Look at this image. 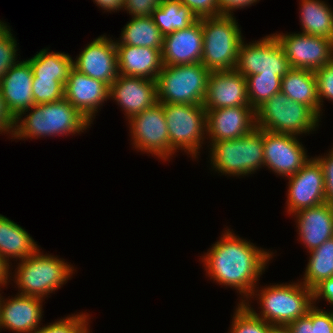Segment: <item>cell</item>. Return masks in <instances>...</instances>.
Instances as JSON below:
<instances>
[{
	"label": "cell",
	"instance_id": "6da1fadb",
	"mask_svg": "<svg viewBox=\"0 0 333 333\" xmlns=\"http://www.w3.org/2000/svg\"><path fill=\"white\" fill-rule=\"evenodd\" d=\"M229 230L226 229L211 245L201 261L210 280L237 290L244 297L239 303H243L256 288L273 252H267Z\"/></svg>",
	"mask_w": 333,
	"mask_h": 333
},
{
	"label": "cell",
	"instance_id": "7a4b0ae2",
	"mask_svg": "<svg viewBox=\"0 0 333 333\" xmlns=\"http://www.w3.org/2000/svg\"><path fill=\"white\" fill-rule=\"evenodd\" d=\"M91 124L70 102L63 98L55 102L35 104L21 112L15 118L11 139L25 138L27 140L30 138L32 140L47 136L80 134L90 128Z\"/></svg>",
	"mask_w": 333,
	"mask_h": 333
},
{
	"label": "cell",
	"instance_id": "3957f363",
	"mask_svg": "<svg viewBox=\"0 0 333 333\" xmlns=\"http://www.w3.org/2000/svg\"><path fill=\"white\" fill-rule=\"evenodd\" d=\"M291 283L264 286L261 290L254 288L249 299L255 298L254 296L258 298L257 303L261 306L260 313H256L251 307L249 299L243 304L268 324L287 326L306 315L313 306V289L305 286L302 281Z\"/></svg>",
	"mask_w": 333,
	"mask_h": 333
},
{
	"label": "cell",
	"instance_id": "277c9868",
	"mask_svg": "<svg viewBox=\"0 0 333 333\" xmlns=\"http://www.w3.org/2000/svg\"><path fill=\"white\" fill-rule=\"evenodd\" d=\"M13 281L25 296L46 298L73 275L74 267L61 258L43 254L38 249L26 259L20 260ZM15 279V280H14Z\"/></svg>",
	"mask_w": 333,
	"mask_h": 333
},
{
	"label": "cell",
	"instance_id": "5b68a950",
	"mask_svg": "<svg viewBox=\"0 0 333 333\" xmlns=\"http://www.w3.org/2000/svg\"><path fill=\"white\" fill-rule=\"evenodd\" d=\"M203 51L201 63L209 71L234 70L239 47L243 42L241 28L233 15L201 18Z\"/></svg>",
	"mask_w": 333,
	"mask_h": 333
},
{
	"label": "cell",
	"instance_id": "8992f818",
	"mask_svg": "<svg viewBox=\"0 0 333 333\" xmlns=\"http://www.w3.org/2000/svg\"><path fill=\"white\" fill-rule=\"evenodd\" d=\"M210 164L225 176H248L264 167L263 129L255 128L240 138L210 145Z\"/></svg>",
	"mask_w": 333,
	"mask_h": 333
},
{
	"label": "cell",
	"instance_id": "52a82bcc",
	"mask_svg": "<svg viewBox=\"0 0 333 333\" xmlns=\"http://www.w3.org/2000/svg\"><path fill=\"white\" fill-rule=\"evenodd\" d=\"M256 127L275 133L303 135L316 131L320 117L307 105L274 94L256 110Z\"/></svg>",
	"mask_w": 333,
	"mask_h": 333
},
{
	"label": "cell",
	"instance_id": "ba28073f",
	"mask_svg": "<svg viewBox=\"0 0 333 333\" xmlns=\"http://www.w3.org/2000/svg\"><path fill=\"white\" fill-rule=\"evenodd\" d=\"M210 71L201 63L163 65L157 76V99L161 104L203 105Z\"/></svg>",
	"mask_w": 333,
	"mask_h": 333
},
{
	"label": "cell",
	"instance_id": "9c48e42d",
	"mask_svg": "<svg viewBox=\"0 0 333 333\" xmlns=\"http://www.w3.org/2000/svg\"><path fill=\"white\" fill-rule=\"evenodd\" d=\"M162 105L170 146L175 151L182 149L190 157L197 159L202 148L201 144L208 139L205 135L207 134L205 107L195 104Z\"/></svg>",
	"mask_w": 333,
	"mask_h": 333
},
{
	"label": "cell",
	"instance_id": "30bf717a",
	"mask_svg": "<svg viewBox=\"0 0 333 333\" xmlns=\"http://www.w3.org/2000/svg\"><path fill=\"white\" fill-rule=\"evenodd\" d=\"M291 69L285 52L274 34L252 43H241L234 70L245 78L254 74H273L281 78Z\"/></svg>",
	"mask_w": 333,
	"mask_h": 333
},
{
	"label": "cell",
	"instance_id": "8fae6325",
	"mask_svg": "<svg viewBox=\"0 0 333 333\" xmlns=\"http://www.w3.org/2000/svg\"><path fill=\"white\" fill-rule=\"evenodd\" d=\"M128 122L131 141L136 150L150 153L164 161L178 152L170 146L167 123L161 103L158 102L153 107L133 115Z\"/></svg>",
	"mask_w": 333,
	"mask_h": 333
},
{
	"label": "cell",
	"instance_id": "7c38bea8",
	"mask_svg": "<svg viewBox=\"0 0 333 333\" xmlns=\"http://www.w3.org/2000/svg\"><path fill=\"white\" fill-rule=\"evenodd\" d=\"M291 68L315 72L333 59V41L303 33H274Z\"/></svg>",
	"mask_w": 333,
	"mask_h": 333
},
{
	"label": "cell",
	"instance_id": "4fadbf2b",
	"mask_svg": "<svg viewBox=\"0 0 333 333\" xmlns=\"http://www.w3.org/2000/svg\"><path fill=\"white\" fill-rule=\"evenodd\" d=\"M264 166L276 175L290 177L311 158L298 136L263 130Z\"/></svg>",
	"mask_w": 333,
	"mask_h": 333
},
{
	"label": "cell",
	"instance_id": "5bb4252c",
	"mask_svg": "<svg viewBox=\"0 0 333 333\" xmlns=\"http://www.w3.org/2000/svg\"><path fill=\"white\" fill-rule=\"evenodd\" d=\"M287 212L290 215L326 202L323 170L312 158L293 176L288 177Z\"/></svg>",
	"mask_w": 333,
	"mask_h": 333
},
{
	"label": "cell",
	"instance_id": "9a60e30c",
	"mask_svg": "<svg viewBox=\"0 0 333 333\" xmlns=\"http://www.w3.org/2000/svg\"><path fill=\"white\" fill-rule=\"evenodd\" d=\"M75 60L73 68L109 87L119 75L116 44L106 35L87 44Z\"/></svg>",
	"mask_w": 333,
	"mask_h": 333
},
{
	"label": "cell",
	"instance_id": "2e32d148",
	"mask_svg": "<svg viewBox=\"0 0 333 333\" xmlns=\"http://www.w3.org/2000/svg\"><path fill=\"white\" fill-rule=\"evenodd\" d=\"M206 127L210 145L240 138L256 128L255 110L251 106H236L206 111Z\"/></svg>",
	"mask_w": 333,
	"mask_h": 333
},
{
	"label": "cell",
	"instance_id": "e0dca14e",
	"mask_svg": "<svg viewBox=\"0 0 333 333\" xmlns=\"http://www.w3.org/2000/svg\"><path fill=\"white\" fill-rule=\"evenodd\" d=\"M109 98L115 100L126 119L153 107L158 103L157 82L141 77L118 75L110 85Z\"/></svg>",
	"mask_w": 333,
	"mask_h": 333
},
{
	"label": "cell",
	"instance_id": "ac0fdd59",
	"mask_svg": "<svg viewBox=\"0 0 333 333\" xmlns=\"http://www.w3.org/2000/svg\"><path fill=\"white\" fill-rule=\"evenodd\" d=\"M109 92L110 87L106 83L80 73L75 68L70 70L64 84V98L91 123L100 106L110 99Z\"/></svg>",
	"mask_w": 333,
	"mask_h": 333
},
{
	"label": "cell",
	"instance_id": "d6986e66",
	"mask_svg": "<svg viewBox=\"0 0 333 333\" xmlns=\"http://www.w3.org/2000/svg\"><path fill=\"white\" fill-rule=\"evenodd\" d=\"M203 106L206 111L250 106L246 78L235 70L210 71Z\"/></svg>",
	"mask_w": 333,
	"mask_h": 333
},
{
	"label": "cell",
	"instance_id": "ffe728a7",
	"mask_svg": "<svg viewBox=\"0 0 333 333\" xmlns=\"http://www.w3.org/2000/svg\"><path fill=\"white\" fill-rule=\"evenodd\" d=\"M0 293V329H9L16 333H30L42 320L44 299L17 294L4 299Z\"/></svg>",
	"mask_w": 333,
	"mask_h": 333
},
{
	"label": "cell",
	"instance_id": "44dd1931",
	"mask_svg": "<svg viewBox=\"0 0 333 333\" xmlns=\"http://www.w3.org/2000/svg\"><path fill=\"white\" fill-rule=\"evenodd\" d=\"M203 33L201 18L187 28L164 36L163 65L176 66L199 63L202 59Z\"/></svg>",
	"mask_w": 333,
	"mask_h": 333
},
{
	"label": "cell",
	"instance_id": "7402d4cb",
	"mask_svg": "<svg viewBox=\"0 0 333 333\" xmlns=\"http://www.w3.org/2000/svg\"><path fill=\"white\" fill-rule=\"evenodd\" d=\"M33 78L31 65L26 59L11 66L0 81L5 104L14 118L35 105L32 93Z\"/></svg>",
	"mask_w": 333,
	"mask_h": 333
},
{
	"label": "cell",
	"instance_id": "603a6c76",
	"mask_svg": "<svg viewBox=\"0 0 333 333\" xmlns=\"http://www.w3.org/2000/svg\"><path fill=\"white\" fill-rule=\"evenodd\" d=\"M299 239L308 252L333 238V206L321 205L300 210L294 215Z\"/></svg>",
	"mask_w": 333,
	"mask_h": 333
},
{
	"label": "cell",
	"instance_id": "cb8c5ba5",
	"mask_svg": "<svg viewBox=\"0 0 333 333\" xmlns=\"http://www.w3.org/2000/svg\"><path fill=\"white\" fill-rule=\"evenodd\" d=\"M118 72L123 76L156 80L162 70V49L116 44Z\"/></svg>",
	"mask_w": 333,
	"mask_h": 333
},
{
	"label": "cell",
	"instance_id": "d4e9b609",
	"mask_svg": "<svg viewBox=\"0 0 333 333\" xmlns=\"http://www.w3.org/2000/svg\"><path fill=\"white\" fill-rule=\"evenodd\" d=\"M39 249L34 239L20 225L0 214V256L9 265V259L23 260ZM10 257V258H9Z\"/></svg>",
	"mask_w": 333,
	"mask_h": 333
},
{
	"label": "cell",
	"instance_id": "484cf974",
	"mask_svg": "<svg viewBox=\"0 0 333 333\" xmlns=\"http://www.w3.org/2000/svg\"><path fill=\"white\" fill-rule=\"evenodd\" d=\"M281 92L292 101L309 106L321 118L317 80L313 71L291 68L282 77Z\"/></svg>",
	"mask_w": 333,
	"mask_h": 333
},
{
	"label": "cell",
	"instance_id": "4316f807",
	"mask_svg": "<svg viewBox=\"0 0 333 333\" xmlns=\"http://www.w3.org/2000/svg\"><path fill=\"white\" fill-rule=\"evenodd\" d=\"M303 34L326 37L333 41V10L322 0H300Z\"/></svg>",
	"mask_w": 333,
	"mask_h": 333
},
{
	"label": "cell",
	"instance_id": "83f0119b",
	"mask_svg": "<svg viewBox=\"0 0 333 333\" xmlns=\"http://www.w3.org/2000/svg\"><path fill=\"white\" fill-rule=\"evenodd\" d=\"M163 41L164 35L155 25L152 16H136L123 27L115 44L162 49Z\"/></svg>",
	"mask_w": 333,
	"mask_h": 333
},
{
	"label": "cell",
	"instance_id": "f1b7e54d",
	"mask_svg": "<svg viewBox=\"0 0 333 333\" xmlns=\"http://www.w3.org/2000/svg\"><path fill=\"white\" fill-rule=\"evenodd\" d=\"M42 49L29 58L34 78L57 80L63 84L67 82L70 70L73 68V59L67 53L48 52Z\"/></svg>",
	"mask_w": 333,
	"mask_h": 333
},
{
	"label": "cell",
	"instance_id": "f546056e",
	"mask_svg": "<svg viewBox=\"0 0 333 333\" xmlns=\"http://www.w3.org/2000/svg\"><path fill=\"white\" fill-rule=\"evenodd\" d=\"M152 18L164 36L175 30L187 28L198 20L179 0H162L159 7L153 11Z\"/></svg>",
	"mask_w": 333,
	"mask_h": 333
},
{
	"label": "cell",
	"instance_id": "4dcf8cb0",
	"mask_svg": "<svg viewBox=\"0 0 333 333\" xmlns=\"http://www.w3.org/2000/svg\"><path fill=\"white\" fill-rule=\"evenodd\" d=\"M309 262L301 279L303 284L313 289L322 280L333 277V238L309 252Z\"/></svg>",
	"mask_w": 333,
	"mask_h": 333
},
{
	"label": "cell",
	"instance_id": "1f68e13d",
	"mask_svg": "<svg viewBox=\"0 0 333 333\" xmlns=\"http://www.w3.org/2000/svg\"><path fill=\"white\" fill-rule=\"evenodd\" d=\"M281 80L278 75L254 74L246 77L250 106L256 110L274 94L281 92Z\"/></svg>",
	"mask_w": 333,
	"mask_h": 333
},
{
	"label": "cell",
	"instance_id": "d6a6232c",
	"mask_svg": "<svg viewBox=\"0 0 333 333\" xmlns=\"http://www.w3.org/2000/svg\"><path fill=\"white\" fill-rule=\"evenodd\" d=\"M237 305L228 333H268L271 324L258 318L243 303Z\"/></svg>",
	"mask_w": 333,
	"mask_h": 333
},
{
	"label": "cell",
	"instance_id": "836d02e7",
	"mask_svg": "<svg viewBox=\"0 0 333 333\" xmlns=\"http://www.w3.org/2000/svg\"><path fill=\"white\" fill-rule=\"evenodd\" d=\"M32 93L35 104L55 102L64 98V84L52 79L33 78Z\"/></svg>",
	"mask_w": 333,
	"mask_h": 333
},
{
	"label": "cell",
	"instance_id": "e575fe53",
	"mask_svg": "<svg viewBox=\"0 0 333 333\" xmlns=\"http://www.w3.org/2000/svg\"><path fill=\"white\" fill-rule=\"evenodd\" d=\"M11 33V28L9 27L0 35V81L11 66L19 62L17 60V41Z\"/></svg>",
	"mask_w": 333,
	"mask_h": 333
},
{
	"label": "cell",
	"instance_id": "d590c367",
	"mask_svg": "<svg viewBox=\"0 0 333 333\" xmlns=\"http://www.w3.org/2000/svg\"><path fill=\"white\" fill-rule=\"evenodd\" d=\"M89 314H72L63 319L39 327L30 333H76L87 321Z\"/></svg>",
	"mask_w": 333,
	"mask_h": 333
},
{
	"label": "cell",
	"instance_id": "8d00e7d4",
	"mask_svg": "<svg viewBox=\"0 0 333 333\" xmlns=\"http://www.w3.org/2000/svg\"><path fill=\"white\" fill-rule=\"evenodd\" d=\"M314 73L317 80V96L322 115L323 109L321 107L323 106V99L325 98L333 102V59Z\"/></svg>",
	"mask_w": 333,
	"mask_h": 333
},
{
	"label": "cell",
	"instance_id": "74e56055",
	"mask_svg": "<svg viewBox=\"0 0 333 333\" xmlns=\"http://www.w3.org/2000/svg\"><path fill=\"white\" fill-rule=\"evenodd\" d=\"M182 5L187 6L198 19L212 16H220L218 0H179Z\"/></svg>",
	"mask_w": 333,
	"mask_h": 333
},
{
	"label": "cell",
	"instance_id": "f35d334b",
	"mask_svg": "<svg viewBox=\"0 0 333 333\" xmlns=\"http://www.w3.org/2000/svg\"><path fill=\"white\" fill-rule=\"evenodd\" d=\"M324 156L314 157L322 167L326 202L333 206V147Z\"/></svg>",
	"mask_w": 333,
	"mask_h": 333
},
{
	"label": "cell",
	"instance_id": "ab89813d",
	"mask_svg": "<svg viewBox=\"0 0 333 333\" xmlns=\"http://www.w3.org/2000/svg\"><path fill=\"white\" fill-rule=\"evenodd\" d=\"M162 0H125L124 9L132 17L152 16Z\"/></svg>",
	"mask_w": 333,
	"mask_h": 333
},
{
	"label": "cell",
	"instance_id": "60d3db41",
	"mask_svg": "<svg viewBox=\"0 0 333 333\" xmlns=\"http://www.w3.org/2000/svg\"><path fill=\"white\" fill-rule=\"evenodd\" d=\"M312 306V326L314 333H333V310L325 311Z\"/></svg>",
	"mask_w": 333,
	"mask_h": 333
},
{
	"label": "cell",
	"instance_id": "b9f144b4",
	"mask_svg": "<svg viewBox=\"0 0 333 333\" xmlns=\"http://www.w3.org/2000/svg\"><path fill=\"white\" fill-rule=\"evenodd\" d=\"M321 298L333 307V277L322 280L313 288V305Z\"/></svg>",
	"mask_w": 333,
	"mask_h": 333
},
{
	"label": "cell",
	"instance_id": "7bdbcfd3",
	"mask_svg": "<svg viewBox=\"0 0 333 333\" xmlns=\"http://www.w3.org/2000/svg\"><path fill=\"white\" fill-rule=\"evenodd\" d=\"M14 127H15V118L8 111L3 95L0 90V134L9 133V135L11 134L12 137Z\"/></svg>",
	"mask_w": 333,
	"mask_h": 333
},
{
	"label": "cell",
	"instance_id": "ee69618b",
	"mask_svg": "<svg viewBox=\"0 0 333 333\" xmlns=\"http://www.w3.org/2000/svg\"><path fill=\"white\" fill-rule=\"evenodd\" d=\"M291 333H314L312 326V307L308 313L287 325Z\"/></svg>",
	"mask_w": 333,
	"mask_h": 333
},
{
	"label": "cell",
	"instance_id": "f6af8a7d",
	"mask_svg": "<svg viewBox=\"0 0 333 333\" xmlns=\"http://www.w3.org/2000/svg\"><path fill=\"white\" fill-rule=\"evenodd\" d=\"M259 0H218V7L221 15H234V10L252 6Z\"/></svg>",
	"mask_w": 333,
	"mask_h": 333
},
{
	"label": "cell",
	"instance_id": "bcb514c9",
	"mask_svg": "<svg viewBox=\"0 0 333 333\" xmlns=\"http://www.w3.org/2000/svg\"><path fill=\"white\" fill-rule=\"evenodd\" d=\"M97 6L108 12L124 10L125 0H93Z\"/></svg>",
	"mask_w": 333,
	"mask_h": 333
},
{
	"label": "cell",
	"instance_id": "7dc6e473",
	"mask_svg": "<svg viewBox=\"0 0 333 333\" xmlns=\"http://www.w3.org/2000/svg\"><path fill=\"white\" fill-rule=\"evenodd\" d=\"M10 266L8 265L4 259L0 256V287L2 286H7V283L10 282V280H12V276H10ZM10 269V270H9ZM11 277V278H10ZM1 289V288H0Z\"/></svg>",
	"mask_w": 333,
	"mask_h": 333
},
{
	"label": "cell",
	"instance_id": "c3c4849f",
	"mask_svg": "<svg viewBox=\"0 0 333 333\" xmlns=\"http://www.w3.org/2000/svg\"><path fill=\"white\" fill-rule=\"evenodd\" d=\"M268 333H291L288 326L283 325H271Z\"/></svg>",
	"mask_w": 333,
	"mask_h": 333
},
{
	"label": "cell",
	"instance_id": "681fc988",
	"mask_svg": "<svg viewBox=\"0 0 333 333\" xmlns=\"http://www.w3.org/2000/svg\"><path fill=\"white\" fill-rule=\"evenodd\" d=\"M88 323V321L76 332V333H90V325Z\"/></svg>",
	"mask_w": 333,
	"mask_h": 333
},
{
	"label": "cell",
	"instance_id": "f907efd6",
	"mask_svg": "<svg viewBox=\"0 0 333 333\" xmlns=\"http://www.w3.org/2000/svg\"><path fill=\"white\" fill-rule=\"evenodd\" d=\"M10 26L0 20V35H2Z\"/></svg>",
	"mask_w": 333,
	"mask_h": 333
}]
</instances>
